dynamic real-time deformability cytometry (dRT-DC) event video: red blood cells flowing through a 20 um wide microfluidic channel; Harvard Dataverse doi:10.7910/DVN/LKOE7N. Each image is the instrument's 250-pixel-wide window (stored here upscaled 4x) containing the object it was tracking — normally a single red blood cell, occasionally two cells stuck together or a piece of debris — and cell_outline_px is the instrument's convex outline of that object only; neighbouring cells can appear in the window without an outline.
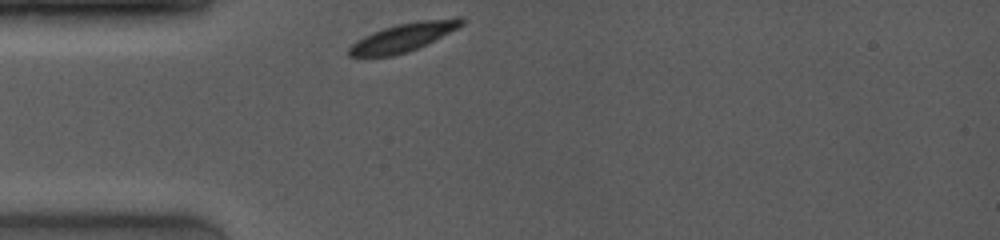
{"species": "common noctule bat (a hibernating species)", "species_latin": "Nyctalus noctula", "temperature_condition": "room temperature", "stored_images_in_passage": 19, "camera_frame_rate_fps": 4000, "um_per_image_px": 0.085, "animal": {"sex": "female", "body_mass_g": 19.0, "forearm_length_mm": 53.3}, "frame": {"image": 1, "passage_image": 1, "time_ms": 0.0, "image_size_px": [1000, 240], "cell_outline_px": [[464, 24], [408, 52], [392, 56], [348, 56], [348, 48], [356, 40], [372, 32], [396, 24], [420, 20], [456, 16], [460, 16], [464, 20]], "centroid_in_image_um": [34.26, 3.14], "position_along_channel_um": 50.7, "area_um2": 18.38}}
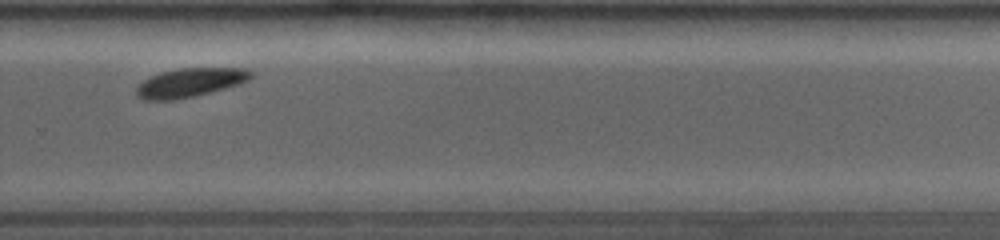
{"frame": {"image": 2, "passage_image": 14, "time_ms": 7.0, "image_size_px": [1000, 240], "cell_outline_px": [[252, 76], [248, 80], [240, 84], [192, 96], [172, 100], [144, 100], [136, 96], [136, 88], [144, 80], [160, 72], [180, 68], [248, 68], [252, 72]], "centroid_in_image_um": [16.15, 7.01], "position_along_channel_um": 313.7, "area_um2": 19.07}}
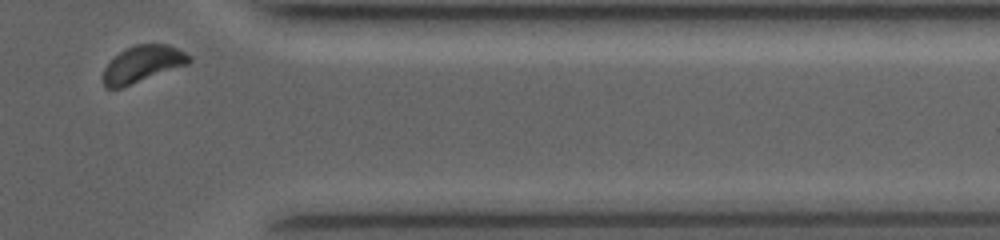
{"frame": {"image": 3, "passage_image": 18, "time_ms": 9.25, "image_size_px": [1000, 240], "cell_outline_px": [[192, 60], [188, 64], [120, 88], [104, 88], [104, 68], [120, 52], [136, 44], [168, 44], [192, 56]], "centroid_in_image_um": [12.15, 5.44], "position_along_channel_um": 399.3, "area_um2": 17.98}, "authors_computed_cell_mechanics": {"area_um2": 19.2474, "velocity_mm_per_s": 3.9099, "shape_relaxation_time_tau1_ms": 1.1827, "shape_relaxation_time_tau2_ms": null, "deformation_change_tau1": 0.0594, "deformation_change_tau2": null}}